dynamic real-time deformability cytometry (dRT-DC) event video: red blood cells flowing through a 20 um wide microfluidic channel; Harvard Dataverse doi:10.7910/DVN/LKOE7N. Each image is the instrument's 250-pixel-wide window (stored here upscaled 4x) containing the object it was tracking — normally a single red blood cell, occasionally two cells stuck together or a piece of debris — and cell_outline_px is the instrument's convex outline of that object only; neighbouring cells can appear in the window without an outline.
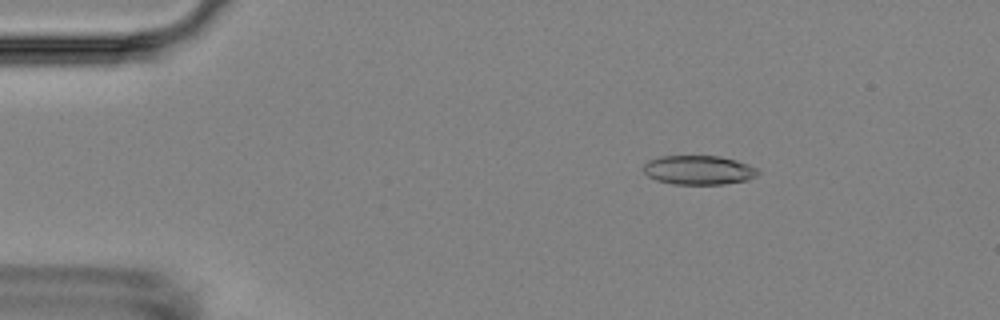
{"species": "Egyptian fruit bat (a non-hibernating species)", "species_latin": "Rousettus aegyptiacus", "temperature_condition": "room temperature", "stored_images_in_passage": 4, "camera_frame_rate_fps": 3000, "um_per_image_px": 0.085, "animal": {"sex": "female"}, "frame": {"image": 1, "passage_image": 2, "time_ms": 1.333, "image_size_px": [1000, 320], "cell_outline_px": [[760, 172], [756, 176], [748, 180], [724, 184], [676, 184], [656, 180], [648, 176], [644, 172], [644, 164], [648, 160], [660, 156], [720, 156], [736, 160], [748, 164], [756, 168]], "centroid_in_image_um": [59.4, 14.45], "position_along_channel_um": 25.6, "area_um2": 19.48}}